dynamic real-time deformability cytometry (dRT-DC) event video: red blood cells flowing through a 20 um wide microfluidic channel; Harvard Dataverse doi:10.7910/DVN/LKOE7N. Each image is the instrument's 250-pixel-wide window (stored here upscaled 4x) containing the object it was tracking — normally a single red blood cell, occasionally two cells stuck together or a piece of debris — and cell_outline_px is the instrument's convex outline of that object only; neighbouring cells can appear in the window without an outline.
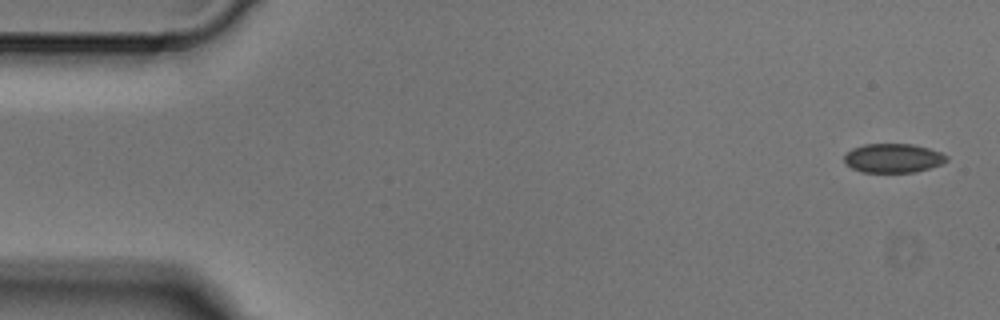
{"species": "Egyptian fruit bat (a non-hibernating species)", "species_latin": "Rousettus aegyptiacus", "temperature_condition": "cold", "stored_images_in_passage": 3, "camera_frame_rate_fps": 3000, "um_per_image_px": 0.085, "animal": {"sex": "male"}, "frame": {"image": 1, "passage_image": 1, "time_ms": 0.0, "image_size_px": [1000, 320], "cell_outline_px": [[948, 160], [940, 164], [928, 168], [912, 172], [860, 172], [852, 168], [844, 160], [844, 156], [852, 148], [864, 144], [912, 144], [928, 148], [940, 152], [948, 156]], "centroid_in_image_um": [75.9, 13.43], "position_along_channel_um": 9.1, "area_um2": 17.17}}